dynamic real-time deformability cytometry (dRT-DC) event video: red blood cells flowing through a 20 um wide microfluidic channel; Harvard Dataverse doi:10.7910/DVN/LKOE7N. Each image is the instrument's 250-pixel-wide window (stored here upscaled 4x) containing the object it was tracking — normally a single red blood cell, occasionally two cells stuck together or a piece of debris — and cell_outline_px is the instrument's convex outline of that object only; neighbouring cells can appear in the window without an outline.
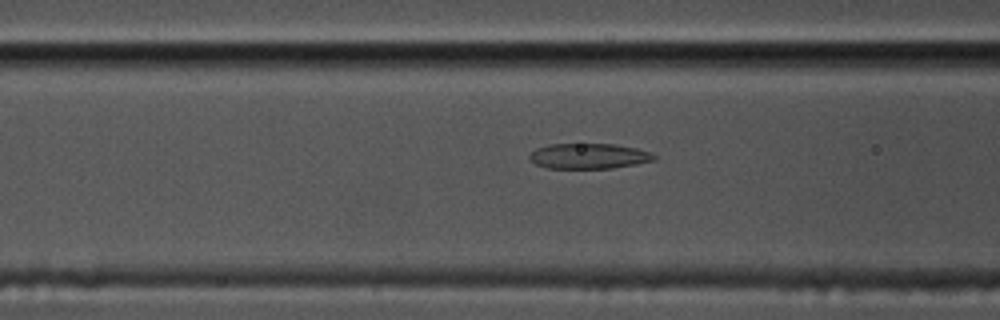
{"species": "common noctule bat (a hibernating species)", "species_latin": "Nyctalus noctula", "temperature_condition": "cold", "stored_images_in_passage": 39, "camera_frame_rate_fps": 3000, "um_per_image_px": 0.085, "animal": {"sex": "male", "body_mass_g": 17.5, "forearm_length_mm": 52.3}, "frame": {"image": 1, "passage_image": 14, "time_ms": 4.333, "image_size_px": [1000, 320], "cell_outline_px": [[656, 160], [636, 164], [612, 168], [544, 168], [536, 164], [528, 156], [536, 148], [548, 144], [616, 144], [636, 148], [648, 152], [656, 156]], "centroid_in_image_um": [50.04, 13.26], "position_along_channel_um": 116.6, "area_um2": 18.38}}
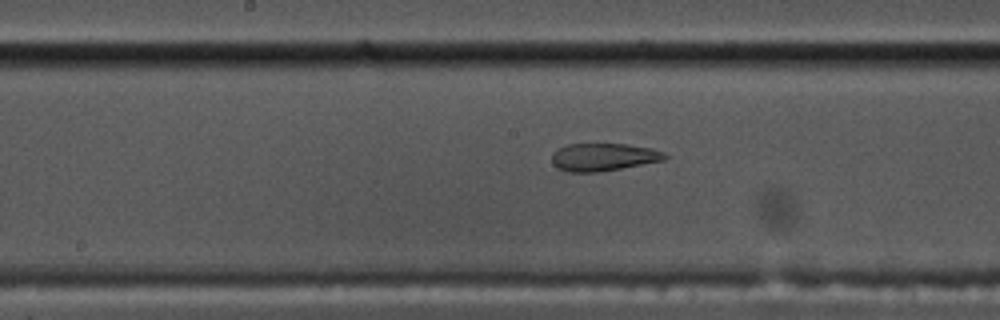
{"frame": {"image": 2, "passage_image": 21, "time_ms": 6.667, "image_size_px": [1000, 320], "cell_outline_px": [[668, 156], [664, 160], [620, 168], [596, 172], [568, 172], [556, 168], [552, 164], [552, 152], [556, 148], [568, 144], [628, 144], [652, 148], [664, 152]], "centroid_in_image_um": [51.24, 13.34], "position_along_channel_um": 197.0, "area_um2": 18.32}}
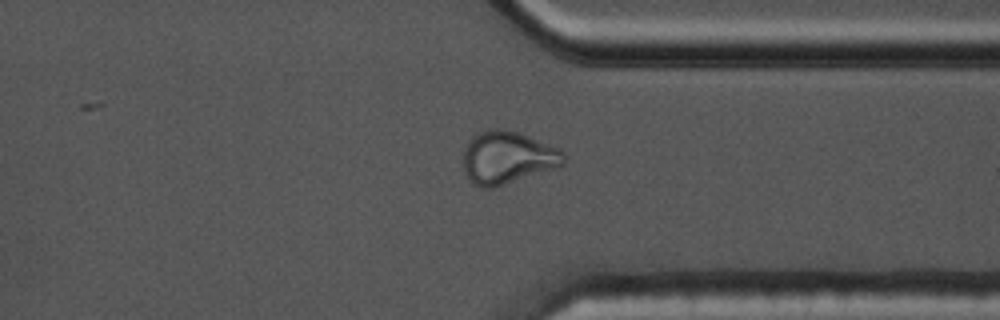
{"frame": {"image": 3, "passage_image": 36, "time_ms": 11.667, "image_size_px": [1000, 320], "cell_outline_px": [[568, 156], [564, 164], [492, 188], [480, 188], [472, 184], [468, 180], [464, 168], [464, 148], [468, 140], [472, 136], [480, 132], [496, 128], [500, 128], [516, 132], [528, 136], [560, 148]], "centroid_in_image_um": [43.12, 13.39], "position_along_channel_um": 368.3, "area_um2": 30.63}}